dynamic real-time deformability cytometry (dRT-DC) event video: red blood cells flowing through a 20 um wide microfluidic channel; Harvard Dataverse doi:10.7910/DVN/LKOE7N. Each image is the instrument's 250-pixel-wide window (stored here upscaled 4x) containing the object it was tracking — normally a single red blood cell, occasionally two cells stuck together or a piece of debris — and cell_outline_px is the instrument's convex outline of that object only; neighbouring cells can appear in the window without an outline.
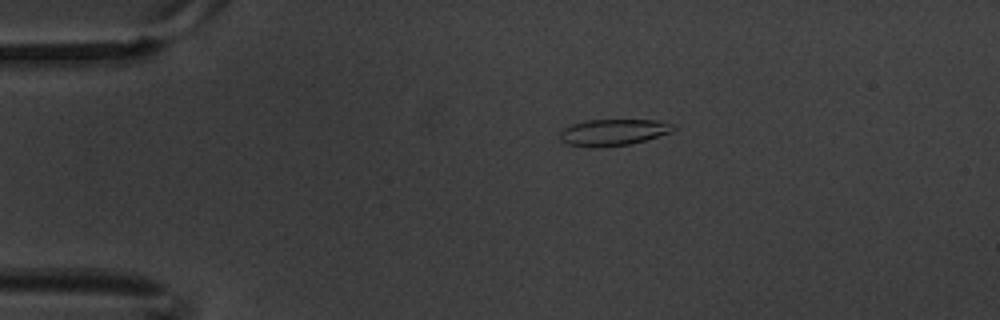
{"species": "common noctule bat (a hibernating species)", "species_latin": "Nyctalus noctula", "temperature_condition": "warm", "stored_images_in_passage": 4, "camera_frame_rate_fps": 3000, "um_per_image_px": 0.085, "animal": {"sex": "male", "body_mass_g": 20.1, "forearm_length_mm": 53.5}, "frame": {"image": 1, "passage_image": 1, "time_ms": 0.0, "image_size_px": [1000, 320], "cell_outline_px": [[676, 128], [672, 132], [632, 144], [596, 148], [568, 144], [560, 140], [560, 132], [564, 128], [572, 124], [588, 120], [660, 120], [676, 124]], "centroid_in_image_um": [52.18, 11.25], "position_along_channel_um": 32.8, "area_um2": 17.69}}
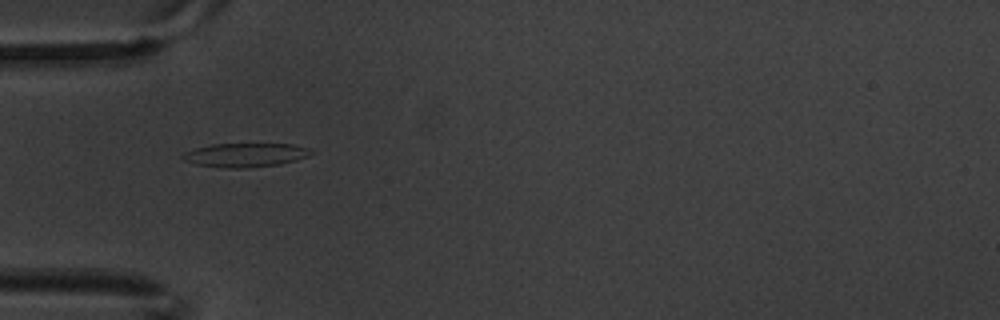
{"frame": {"image": 2, "passage_image": 3, "time_ms": 0.667, "image_size_px": [1000, 320], "cell_outline_px": [[316, 152], [308, 156], [296, 160], [280, 164], [248, 168], [228, 168], [196, 164], [184, 160], [180, 156], [184, 152], [196, 148], [212, 144], [292, 144], [308, 148]], "centroid_in_image_um": [20.87, 13.17], "position_along_channel_um": 64.1, "area_um2": 17.86}}
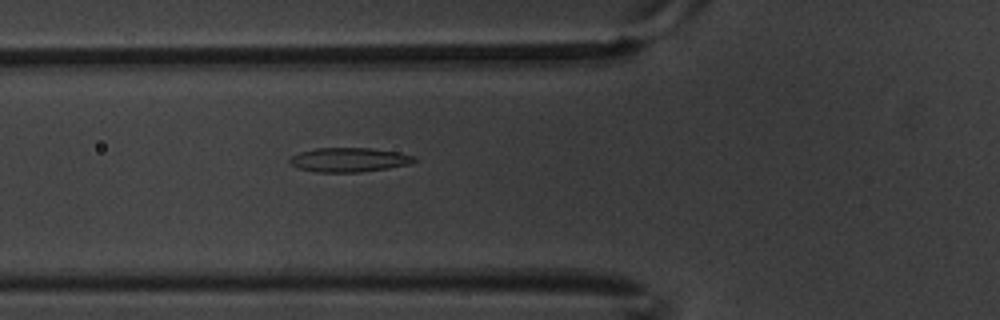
{"frame": {"image": 3, "passage_image": 4, "time_ms": 1.0, "image_size_px": [1000, 320], "cell_outline_px": [[416, 160], [408, 164], [388, 168], [360, 172], [316, 172], [296, 168], [288, 160], [292, 156], [300, 152], [316, 148], [368, 148], [400, 152], [412, 156]], "centroid_in_image_um": [29.63, 13.58], "position_along_channel_um": 96.2, "area_um2": 17.46}}